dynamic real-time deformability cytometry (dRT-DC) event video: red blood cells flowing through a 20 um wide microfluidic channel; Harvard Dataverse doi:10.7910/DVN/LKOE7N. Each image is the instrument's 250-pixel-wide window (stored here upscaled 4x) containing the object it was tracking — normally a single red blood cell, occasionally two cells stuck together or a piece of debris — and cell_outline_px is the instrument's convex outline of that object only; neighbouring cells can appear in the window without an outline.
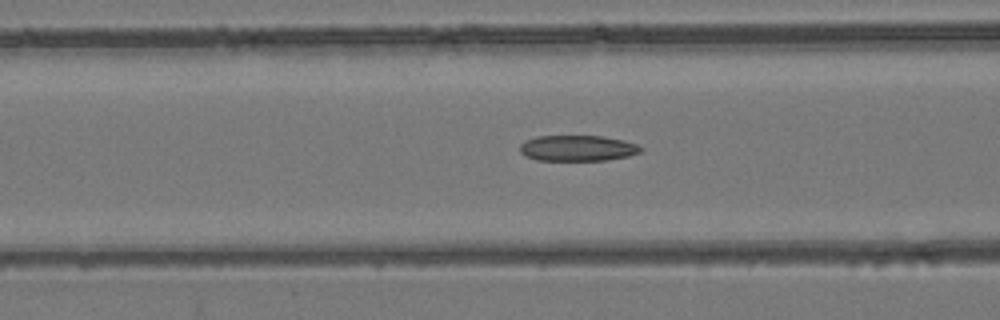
{"species": "common noctule bat (a hibernating species)", "species_latin": "Nyctalus noctula", "temperature_condition": "room temperature", "stored_images_in_passage": 55, "camera_frame_rate_fps": 3000, "um_per_image_px": 0.085, "animal": {"sex": "female", "body_mass_g": 24.6, "forearm_length_mm": 56.2}, "frame": {"image": 1, "passage_image": 22, "time_ms": 7.0, "image_size_px": [1000, 320], "cell_outline_px": [[644, 148], [640, 152], [628, 156], [604, 160], [536, 160], [524, 156], [520, 152], [520, 144], [524, 140], [536, 136], [604, 136], [624, 140], [636, 144]], "centroid_in_image_um": [49.06, 12.59], "position_along_channel_um": 117.5, "area_um2": 18.26}}
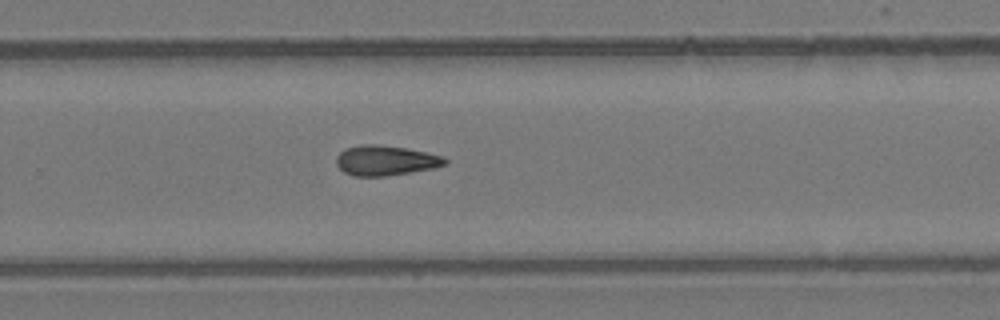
{"frame": {"image": 2, "passage_image": 36, "time_ms": 11.667, "image_size_px": [1000, 320], "cell_outline_px": [[448, 164], [436, 168], [384, 176], [352, 176], [344, 172], [336, 164], [336, 156], [340, 152], [348, 148], [360, 144], [376, 144], [408, 148], [444, 156], [448, 160]], "centroid_in_image_um": [32.81, 13.64], "position_along_channel_um": 297.0, "area_um2": 19.19}}
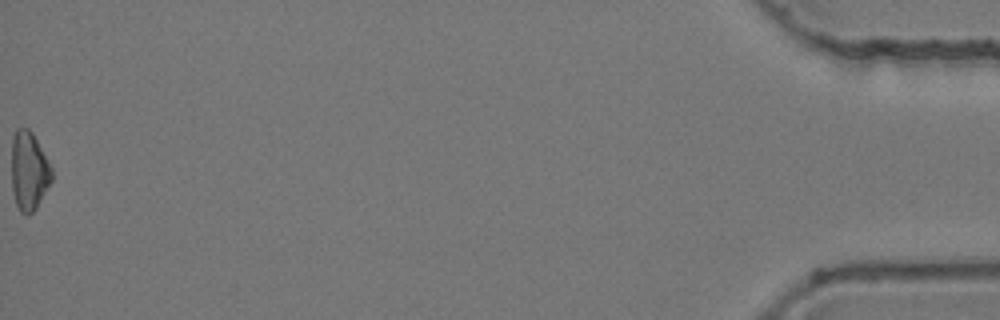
{"frame": {"image": 3, "passage_image": 55, "time_ms": 18.0, "image_size_px": [1000, 320], "cell_outline_px": [[52, 180], [36, 208], [28, 216], [20, 212], [16, 204], [12, 192], [12, 136], [16, 128], [28, 128], [32, 132], [52, 168]], "centroid_in_image_um": [2.45, 14.54], "position_along_channel_um": 432.8, "area_um2": 18.44}, "authors_computed_cell_mechanics": {"area_um2": 18.5538, "velocity_mm_per_s": 3.8439, "shape_relaxation_time_tau1_ms": null, "shape_relaxation_time_tau2_ms": 6.8258, "deformation_change_tau1": null, "deformation_change_tau2": 0.1456}}